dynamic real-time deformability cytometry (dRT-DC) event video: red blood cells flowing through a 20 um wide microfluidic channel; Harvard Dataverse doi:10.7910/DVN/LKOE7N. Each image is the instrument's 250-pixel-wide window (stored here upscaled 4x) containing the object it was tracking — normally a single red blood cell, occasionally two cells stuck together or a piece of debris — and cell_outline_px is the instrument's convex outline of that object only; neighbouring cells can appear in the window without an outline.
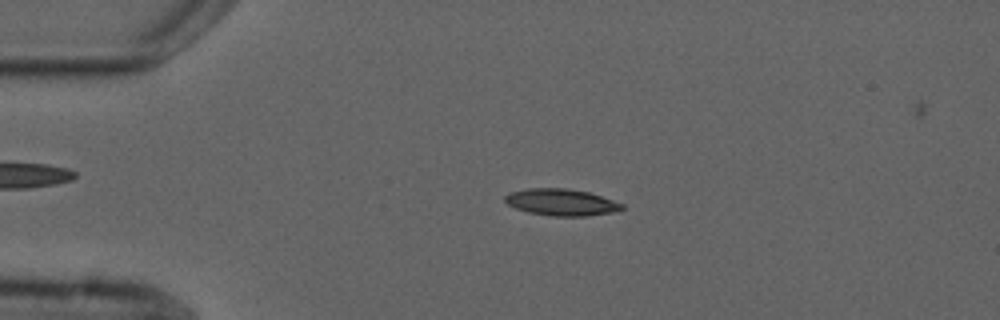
{"species": "common noctule bat (a hibernating species)", "species_latin": "Nyctalus noctula", "temperature_condition": "cold", "stored_images_in_passage": 4, "camera_frame_rate_fps": 3000, "um_per_image_px": 0.085, "animal": {"sex": "male", "forearm_length_mm": 52.5}, "frame": {"image": 1, "passage_image": 2, "time_ms": 1.0, "image_size_px": [1000, 320], "cell_outline_px": [[624, 208], [612, 212], [588, 216], [552, 216], [528, 212], [516, 208], [508, 204], [504, 200], [504, 196], [512, 192], [528, 188], [568, 188], [588, 192], [624, 204]], "centroid_in_image_um": [47.71, 17.19], "position_along_channel_um": 37.3, "area_um2": 18.09}}